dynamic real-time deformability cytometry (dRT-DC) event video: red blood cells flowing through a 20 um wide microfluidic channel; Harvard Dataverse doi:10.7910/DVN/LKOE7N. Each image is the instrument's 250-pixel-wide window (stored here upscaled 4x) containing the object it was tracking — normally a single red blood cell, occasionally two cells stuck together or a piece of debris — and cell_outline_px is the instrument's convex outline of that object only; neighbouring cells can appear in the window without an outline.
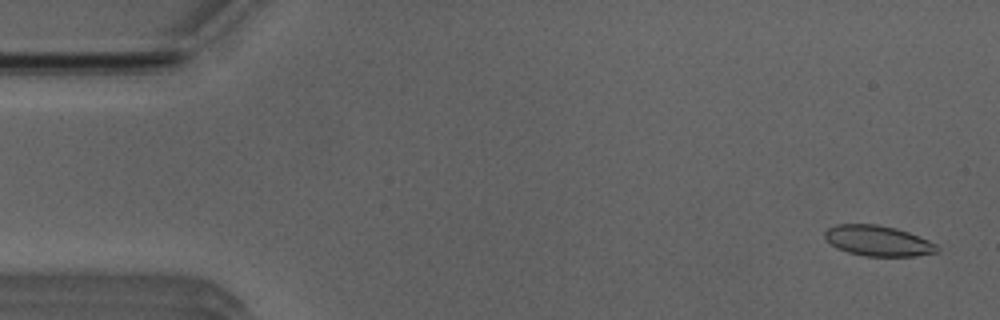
{"species": "Egyptian fruit bat (a non-hibernating species)", "species_latin": "Rousettus aegyptiacus", "temperature_condition": "room temperature", "stored_images_in_passage": 53, "camera_frame_rate_fps": 3000, "um_per_image_px": 0.085, "animal": {"sex": "male"}, "frame": {"image": 1, "passage_image": 2, "time_ms": 0.333, "image_size_px": [1000, 320], "cell_outline_px": [[936, 252], [916, 256], [864, 256], [848, 252], [836, 248], [824, 236], [824, 232], [828, 228], [836, 224], [876, 224], [896, 228], [908, 232], [928, 240], [936, 244]], "centroid_in_image_um": [74.59, 20.46], "position_along_channel_um": 10.4, "area_um2": 19.77}}
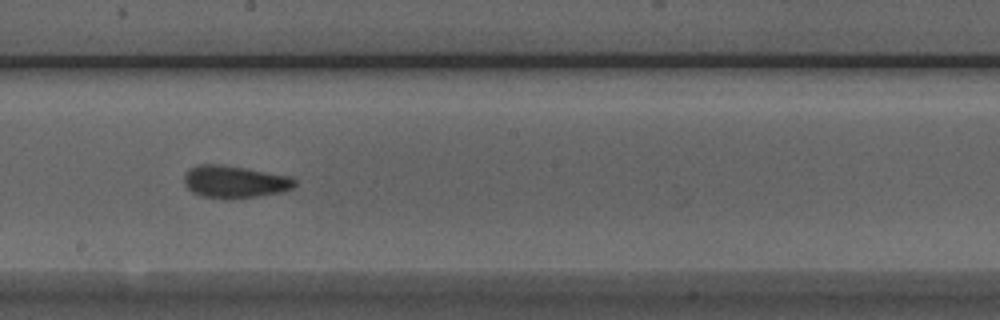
{"frame": {"image": 2, "passage_image": 28, "time_ms": 9.0, "image_size_px": [1000, 320], "cell_outline_px": [[296, 184], [292, 188], [280, 192], [256, 196], [200, 196], [192, 192], [184, 184], [184, 176], [196, 164], [220, 164], [244, 168], [288, 176], [296, 180]], "centroid_in_image_um": [19.93, 15.41], "position_along_channel_um": 228.3, "area_um2": 19.94}}
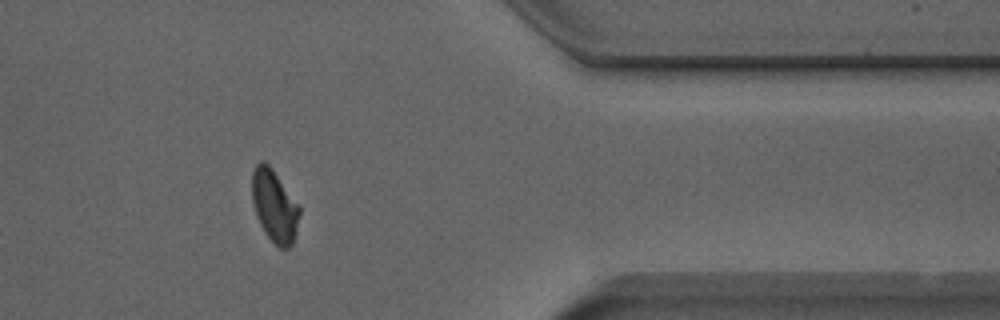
{"frame": {"image": 3, "passage_image": 42, "time_ms": 13.667, "image_size_px": [1000, 320], "cell_outline_px": [[300, 216], [292, 244], [288, 248], [280, 248], [264, 232], [256, 216], [252, 200], [252, 172], [256, 164], [260, 160], [264, 160], [272, 168], [300, 204]], "centroid_in_image_um": [23.33, 17.46], "position_along_channel_um": 388.1, "area_um2": 20.17}, "authors_computed_cell_mechanics": {"area_um2": 20.1144, "velocity_mm_per_s": 3.9188, "shape_relaxation_time_tau1_ms": 6.9897, "shape_relaxation_time_tau2_ms": 2.0536, "deformation_change_tau1": 0.1714, "deformation_change_tau2": 0.0858}}